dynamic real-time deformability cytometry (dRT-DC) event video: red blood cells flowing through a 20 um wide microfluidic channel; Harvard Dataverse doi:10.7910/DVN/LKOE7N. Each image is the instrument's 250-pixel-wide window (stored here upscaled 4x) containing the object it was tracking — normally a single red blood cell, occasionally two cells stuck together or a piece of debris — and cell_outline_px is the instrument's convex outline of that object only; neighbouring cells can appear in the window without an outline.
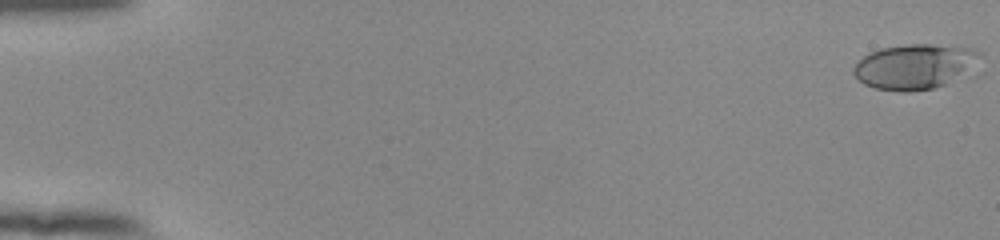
{"species": "human", "species_latin": "Homo sapiens", "temperature_condition": "room temperature", "stored_images_in_passage": 54, "camera_frame_rate_fps": 3000, "um_per_image_px": 0.085, "donor": {"sex": "female"}, "frame": {"image": 1, "passage_image": 1, "time_ms": 0.0, "image_size_px": [1000, 240], "cell_outline_px": [[984, 56], [944, 84], [932, 88], [908, 92], [900, 92], [872, 88], [864, 84], [852, 72], [852, 68], [864, 56], [880, 48], [908, 44], [928, 44], [972, 48], [980, 52]], "centroid_in_image_um": [77.66, 5.65], "position_along_channel_um": 7.3, "area_um2": 32.43}}
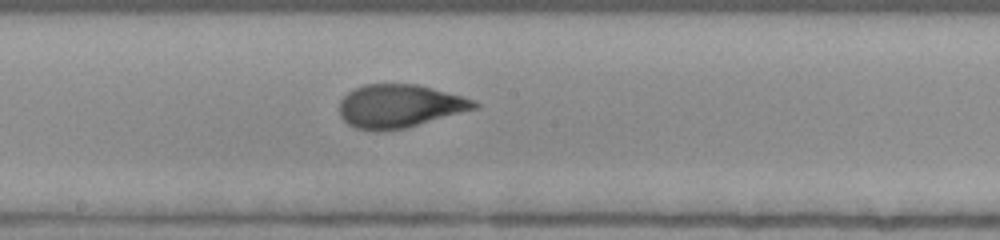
{"frame": {"image": 2, "passage_image": 31, "time_ms": 10.0, "image_size_px": [1000, 240], "cell_outline_px": [[480, 108], [404, 128], [384, 132], [376, 132], [356, 128], [348, 124], [340, 116], [340, 100], [348, 92], [364, 84], [416, 84], [432, 88], [460, 96], [472, 100], [480, 104]], "centroid_in_image_um": [33.94, 9.03], "position_along_channel_um": 214.3, "area_um2": 33.99}}
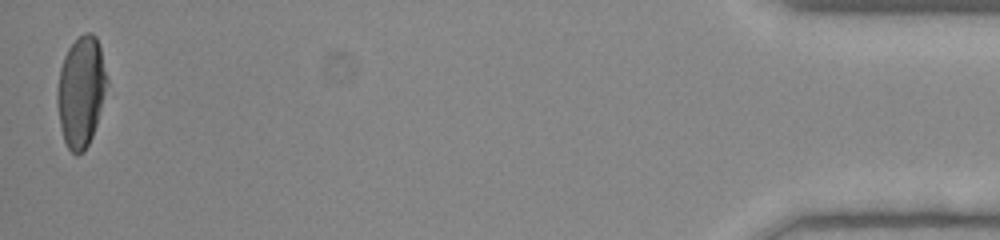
{"frame": {"image": 3, "passage_image": 54, "time_ms": 17.667, "image_size_px": [1000, 240], "cell_outline_px": [[108, 84], [96, 124], [92, 136], [84, 152], [76, 156], [68, 148], [64, 140], [60, 124], [56, 104], [56, 92], [60, 68], [64, 56], [68, 48], [84, 32], [92, 32], [96, 36], [100, 48], [108, 80]], "centroid_in_image_um": [6.88, 7.78], "position_along_channel_um": 428.3, "area_um2": 32.08}, "authors_computed_cell_mechanics": {"area_um2": 33.524, "velocity_mm_per_s": 3.8913, "shape_relaxation_time_tau1_ms": 4.318, "shape_relaxation_time_tau2_ms": 0.6919, "deformation_change_tau1": 0.1825, "deformation_change_tau2": 0.0667}}